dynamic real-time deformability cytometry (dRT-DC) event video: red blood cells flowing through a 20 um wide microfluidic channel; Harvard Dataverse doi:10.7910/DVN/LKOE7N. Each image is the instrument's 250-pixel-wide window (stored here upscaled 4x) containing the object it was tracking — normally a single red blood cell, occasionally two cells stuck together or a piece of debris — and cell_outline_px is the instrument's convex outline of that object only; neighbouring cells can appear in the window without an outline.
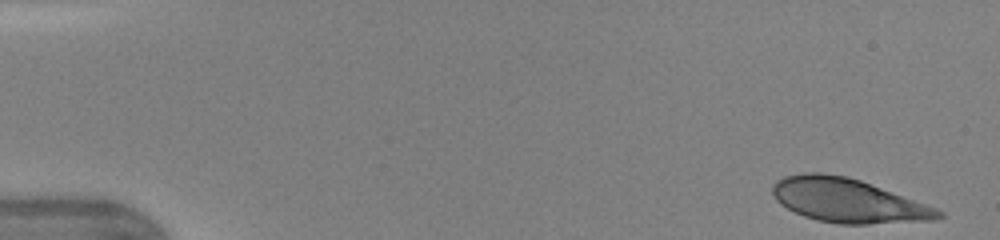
{"species": "human", "species_latin": "Homo sapiens", "temperature_condition": "warm", "stored_images_in_passage": 45, "camera_frame_rate_fps": 3000, "um_per_image_px": 0.085, "donor": {"sex": "female"}, "frame": {"image": 1, "passage_image": 1, "time_ms": 0.0, "image_size_px": [1000, 240], "cell_outline_px": [[944, 216], [936, 220], [868, 224], [840, 224], [816, 220], [804, 216], [780, 204], [776, 200], [772, 192], [772, 184], [776, 180], [784, 176], [804, 172], [820, 172], [848, 176], [860, 180], [936, 208], [944, 212]], "centroid_in_image_um": [72.04, 17.04], "position_along_channel_um": 13.0, "area_um2": 42.43}}
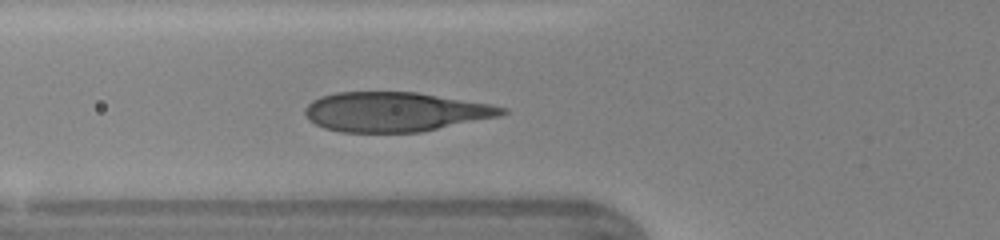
{"frame": {"image": 2, "passage_image": 16, "time_ms": 5.0, "image_size_px": [1000, 240], "cell_outline_px": [[508, 112], [500, 116], [420, 132], [340, 132], [324, 128], [308, 120], [304, 112], [304, 108], [312, 100], [320, 96], [336, 92], [416, 92], [492, 104], [508, 108]], "centroid_in_image_um": [33.58, 9.5], "position_along_channel_um": 92.2, "area_um2": 45.49}}
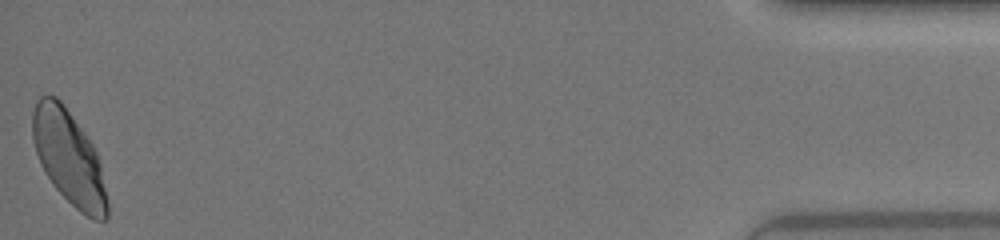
{"frame": {"image": 3, "passage_image": 45, "time_ms": 14.667, "image_size_px": [1000, 240], "cell_outline_px": [[108, 216], [104, 220], [96, 220], [80, 212], [56, 188], [40, 164], [32, 140], [32, 112], [40, 96], [56, 96], [60, 100], [84, 132], [92, 144], [96, 152], [100, 164], [108, 204]], "centroid_in_image_um": [5.84, 13.39], "position_along_channel_um": 429.4, "area_um2": 40.29}, "authors_computed_cell_mechanics": {"area_um2": 42.3096, "velocity_mm_per_s": 4.3491, "shape_relaxation_time_tau1_ms": 3.7432, "shape_relaxation_time_tau2_ms": null, "deformation_change_tau1": 0.1791, "deformation_change_tau2": null}}